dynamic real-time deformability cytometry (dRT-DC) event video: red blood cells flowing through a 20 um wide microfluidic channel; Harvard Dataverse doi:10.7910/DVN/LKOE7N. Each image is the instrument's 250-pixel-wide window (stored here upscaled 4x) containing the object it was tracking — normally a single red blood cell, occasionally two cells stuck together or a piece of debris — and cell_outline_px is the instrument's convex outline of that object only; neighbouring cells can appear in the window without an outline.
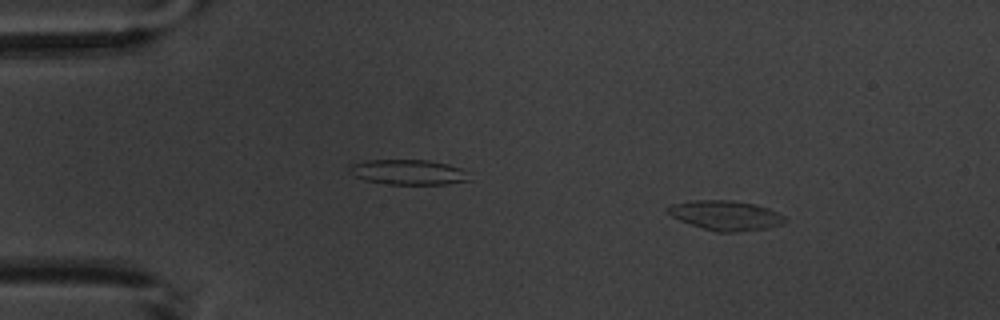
{"species": "common noctule bat (a hibernating species)", "species_latin": "Nyctalus noctula", "temperature_condition": "warm", "stored_images_in_passage": 4, "camera_frame_rate_fps": 3000, "um_per_image_px": 0.085, "animal": {"sex": "male", "body_mass_g": 20.1, "forearm_length_mm": 53.5}, "frame": {"image": 1, "passage_image": 1, "time_ms": 0.0, "image_size_px": [1000, 320], "cell_outline_px": [[788, 220], [780, 224], [768, 228], [736, 232], [716, 232], [680, 220], [672, 216], [668, 212], [668, 208], [672, 204], [692, 200], [732, 200], [756, 204], [768, 208], [784, 216]], "centroid_in_image_um": [61.71, 18.3], "position_along_channel_um": 23.3, "area_um2": 20.06}}